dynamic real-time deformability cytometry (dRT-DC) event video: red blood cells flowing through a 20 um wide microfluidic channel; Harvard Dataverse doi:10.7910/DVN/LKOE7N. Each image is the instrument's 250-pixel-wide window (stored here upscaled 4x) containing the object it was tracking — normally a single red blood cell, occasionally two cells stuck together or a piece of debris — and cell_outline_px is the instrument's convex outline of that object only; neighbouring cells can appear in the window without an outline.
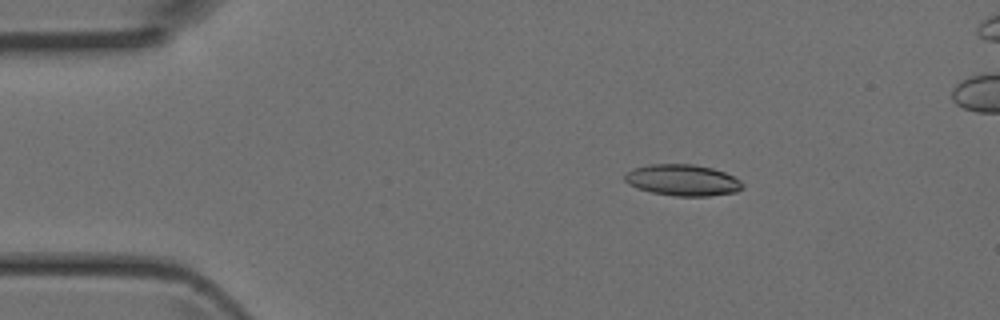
{"species": "Egyptian fruit bat (a non-hibernating species)", "species_latin": "Rousettus aegyptiacus", "temperature_condition": "room temperature", "stored_images_in_passage": 6, "camera_frame_rate_fps": 3000, "um_per_image_px": 0.085, "animal": {"sex": "female"}, "frame": {"image": 1, "passage_image": 3, "time_ms": 0.667, "image_size_px": [1000, 320], "cell_outline_px": [[744, 188], [736, 192], [708, 196], [676, 196], [652, 192], [628, 184], [624, 180], [624, 176], [632, 168], [648, 164], [692, 164], [712, 168], [724, 172], [740, 180], [744, 184]], "centroid_in_image_um": [58.04, 15.31], "position_along_channel_um": 27.0, "area_um2": 21.44}}
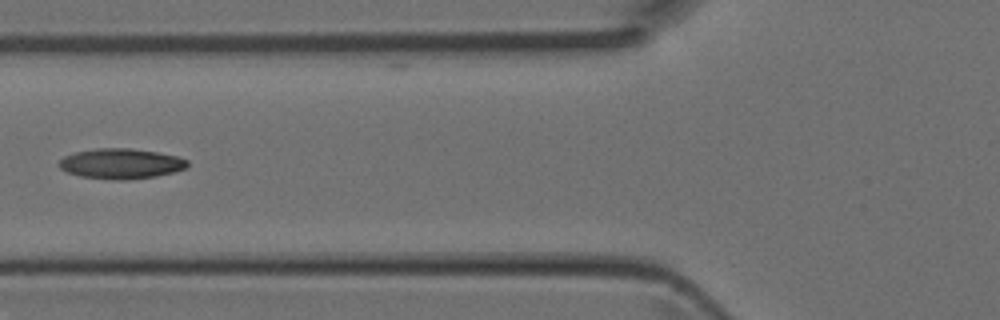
{"frame": {"image": 2, "passage_image": 6, "time_ms": 1.667, "image_size_px": [1000, 320], "cell_outline_px": [[188, 168], [156, 176], [128, 180], [116, 180], [80, 176], [68, 172], [60, 168], [60, 160], [64, 156], [76, 152], [96, 148], [132, 148], [156, 152], [176, 156], [188, 160]], "centroid_in_image_um": [10.3, 13.91], "position_along_channel_um": 115.5, "area_um2": 22.54}}